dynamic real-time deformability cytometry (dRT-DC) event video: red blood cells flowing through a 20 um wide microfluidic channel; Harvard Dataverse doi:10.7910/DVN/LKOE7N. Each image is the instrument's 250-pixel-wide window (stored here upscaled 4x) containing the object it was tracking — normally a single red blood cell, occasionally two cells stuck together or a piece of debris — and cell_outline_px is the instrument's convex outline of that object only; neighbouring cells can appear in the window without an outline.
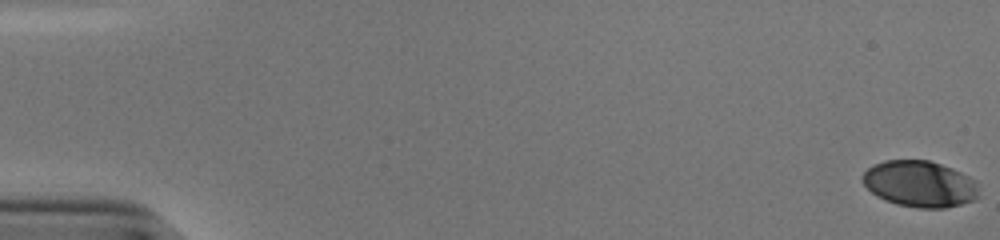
{"species": "human", "species_latin": "Homo sapiens", "temperature_condition": "cold", "stored_images_in_passage": 56, "segment_of_instrument_passage": [1, 2], "camera_frame_rate_fps": 3000, "um_per_image_px": 0.085, "donor": {"sex": "male"}, "frame": {"image": 1, "passage_image": 1, "time_ms": 0.0, "image_size_px": [1000, 240], "cell_outline_px": [[976, 200], [944, 208], [916, 208], [896, 204], [884, 200], [876, 196], [864, 184], [860, 176], [872, 164], [884, 160], [928, 160], [952, 168], [976, 180]], "centroid_in_image_um": [78.13, 15.63], "position_along_channel_um": 6.9, "area_um2": 31.39}}
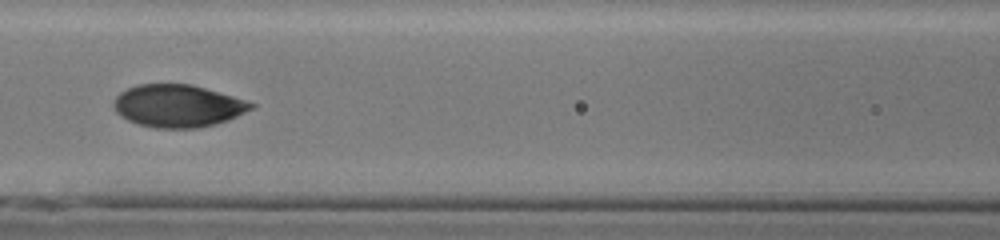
{"frame": {"image": 2, "passage_image": 26, "time_ms": 8.333, "image_size_px": [1000, 240], "cell_outline_px": [[256, 108], [228, 120], [216, 124], [196, 128], [156, 128], [140, 124], [128, 120], [120, 116], [116, 112], [112, 104], [112, 100], [120, 92], [136, 84], [192, 84], [232, 96], [256, 104]], "centroid_in_image_um": [15.11, 9.0], "position_along_channel_um": 151.5, "area_um2": 34.16}}
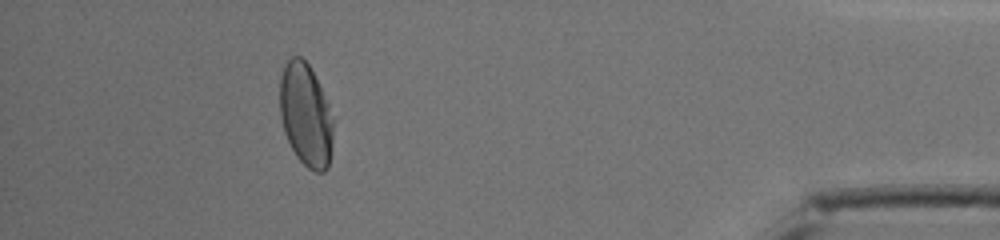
{"frame": {"image": 3, "passage_image": 50, "time_ms": 16.333, "image_size_px": [1000, 240], "cell_outline_px": [[332, 144], [328, 168], [324, 172], [316, 172], [308, 168], [296, 156], [284, 132], [280, 116], [280, 76], [284, 64], [292, 56], [300, 56], [308, 64], [328, 104], [332, 120]], "centroid_in_image_um": [25.96, 9.78], "position_along_channel_um": 409.2, "area_um2": 31.73}}